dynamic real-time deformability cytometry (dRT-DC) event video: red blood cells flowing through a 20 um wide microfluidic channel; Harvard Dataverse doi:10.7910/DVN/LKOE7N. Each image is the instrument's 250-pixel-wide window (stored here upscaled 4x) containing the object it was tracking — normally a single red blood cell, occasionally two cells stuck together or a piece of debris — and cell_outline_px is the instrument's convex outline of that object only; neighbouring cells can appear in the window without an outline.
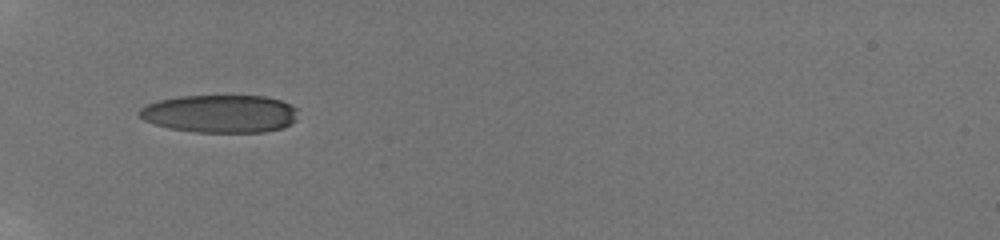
{"species": "human", "species_latin": "Homo sapiens", "temperature_condition": "room temperature", "stored_images_in_passage": 55, "camera_frame_rate_fps": 3000, "um_per_image_px": 0.085, "donor": {"sex": "male"}, "frame": {"image": 1, "passage_image": 1, "time_ms": 0.0, "image_size_px": [1000, 240], "cell_outline_px": [[296, 120], [292, 124], [284, 128], [264, 132], [196, 132], [168, 128], [144, 120], [136, 112], [140, 108], [148, 104], [160, 100], [180, 96], [264, 96], [280, 100], [292, 104], [296, 108]], "centroid_in_image_um": [18.73, 9.67], "position_along_channel_um": 66.3, "area_um2": 35.14}}
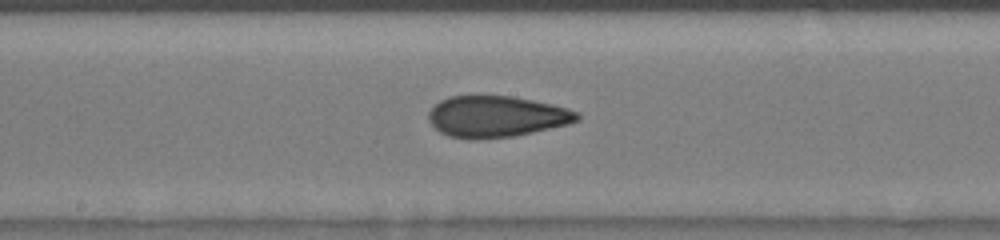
{"frame": {"image": 2, "passage_image": 20, "time_ms": 3.667, "image_size_px": [1000, 240], "cell_outline_px": [[580, 120], [568, 124], [532, 132], [512, 136], [480, 140], [468, 140], [448, 136], [440, 132], [428, 120], [428, 112], [440, 100], [452, 96], [476, 92], [512, 96], [552, 104], [568, 108], [580, 112]], "centroid_in_image_um": [42.16, 9.87], "position_along_channel_um": 206.0, "area_um2": 36.76}}
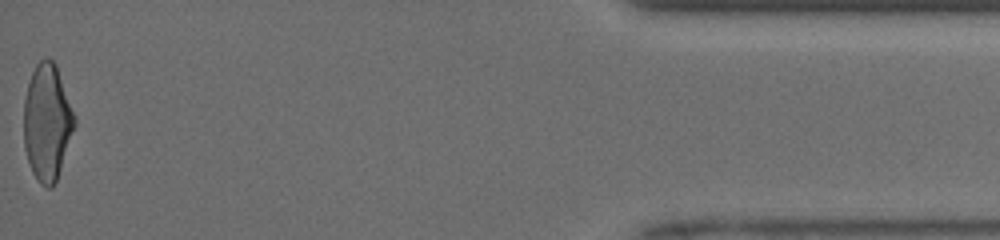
{"frame": {"image": 3, "passage_image": 55, "time_ms": 10.667, "image_size_px": [1000, 240], "cell_outline_px": [[76, 124], [56, 180], [52, 188], [48, 188], [40, 184], [36, 180], [32, 172], [24, 148], [24, 100], [28, 84], [32, 72], [36, 64], [44, 56], [48, 56], [56, 64], [76, 120]], "centroid_in_image_um": [3.99, 10.38], "position_along_channel_um": 431.2, "area_um2": 34.33}, "authors_computed_cell_mechanics": {"area_um2": 35.2002, "velocity_mm_per_s": 4.1681, "shape_relaxation_time_tau1_ms": 8.1585, "shape_relaxation_time_tau2_ms": 1.3653, "deformation_change_tau1": 0.2413, "deformation_change_tau2": 0.0878}}